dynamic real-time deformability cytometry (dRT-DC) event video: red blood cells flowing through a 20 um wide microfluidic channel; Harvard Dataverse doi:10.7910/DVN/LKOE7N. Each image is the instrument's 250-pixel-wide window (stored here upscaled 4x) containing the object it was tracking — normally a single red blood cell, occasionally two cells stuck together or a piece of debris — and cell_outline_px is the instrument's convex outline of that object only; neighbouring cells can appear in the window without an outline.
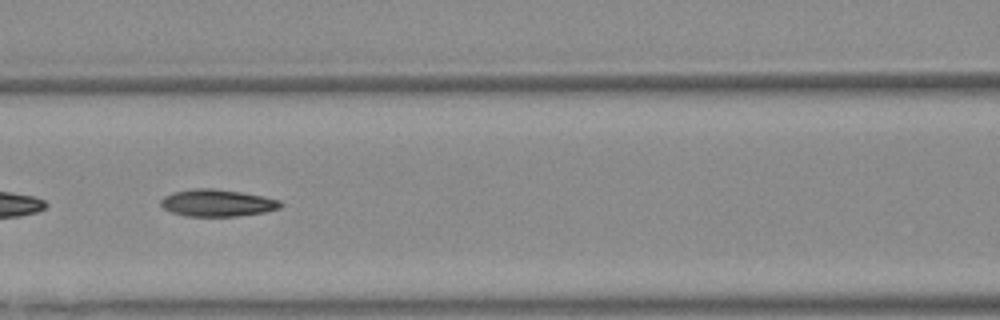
{"species": "Egyptian fruit bat (a non-hibernating species)", "species_latin": "Rousettus aegyptiacus", "temperature_condition": "warm", "stored_images_in_passage": 13, "camera_frame_rate_fps": 3000, "um_per_image_px": 0.085, "animal": {"sex": "female"}, "frame": {"image": 1, "passage_image": 8, "time_ms": 2.333, "image_size_px": [1000, 320], "cell_outline_px": [[284, 204], [280, 208], [264, 212], [236, 216], [184, 216], [172, 212], [164, 208], [160, 204], [160, 200], [164, 196], [172, 192], [192, 188], [212, 188], [240, 192], [264, 196], [280, 200]], "centroid_in_image_um": [18.46, 17.24], "position_along_channel_um": 148.1, "area_um2": 18.96}}
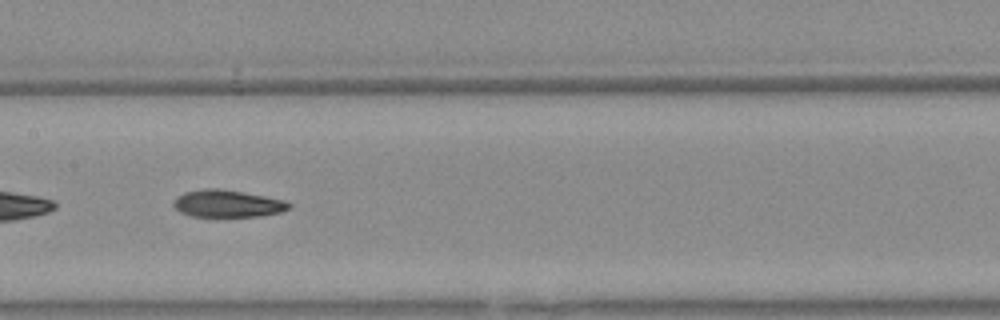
{"frame": {"image": 2, "passage_image": 11, "time_ms": 3.333, "image_size_px": [1000, 320], "cell_outline_px": [[292, 208], [280, 212], [256, 216], [192, 216], [180, 212], [172, 204], [184, 192], [204, 188], [220, 188], [264, 196], [284, 200], [292, 204]], "centroid_in_image_um": [19.36, 17.3], "position_along_channel_um": 188.0, "area_um2": 18.09}}